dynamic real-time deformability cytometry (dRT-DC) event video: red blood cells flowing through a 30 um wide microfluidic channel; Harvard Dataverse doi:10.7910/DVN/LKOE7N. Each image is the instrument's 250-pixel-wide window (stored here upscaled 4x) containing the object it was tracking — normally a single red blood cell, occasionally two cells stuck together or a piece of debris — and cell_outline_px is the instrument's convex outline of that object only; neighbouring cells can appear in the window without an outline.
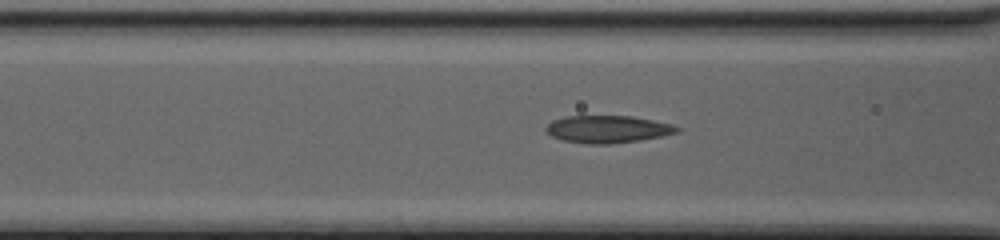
{"species": "common noctule bat (a hibernating species)", "species_latin": "Nyctalus noctula", "temperature_condition": "cold", "stored_images_in_passage": 28, "camera_frame_rate_fps": 3000, "um_per_image_px": 0.085, "animal": {"sex": "female", "body_mass_g": 20.0, "forearm_length_mm": 54.0}, "frame": {"image": 1, "passage_image": 8, "time_ms": 2.333, "image_size_px": [1000, 240], "cell_outline_px": [[680, 132], [640, 140], [608, 144], [588, 144], [564, 140], [552, 136], [544, 128], [552, 120], [564, 116], [632, 116], [672, 124], [680, 128]], "centroid_in_image_um": [51.65, 10.97], "position_along_channel_um": 115.0, "area_um2": 20.81}}
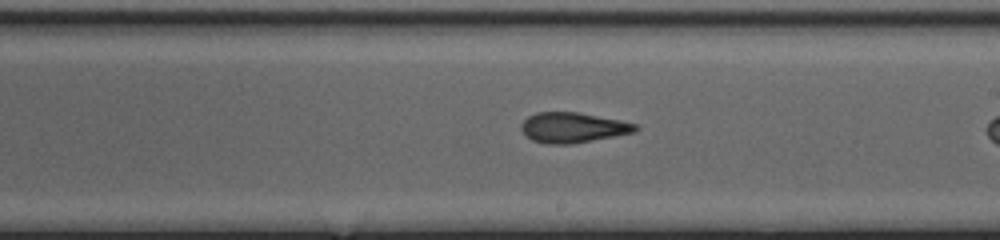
{"frame": {"image": 2, "passage_image": 17, "time_ms": 5.333, "image_size_px": [1000, 240], "cell_outline_px": [[640, 128], [636, 132], [616, 136], [572, 144], [544, 144], [532, 140], [520, 128], [520, 124], [528, 116], [536, 112], [580, 112], [620, 120], [636, 124]], "centroid_in_image_um": [48.71, 10.84], "position_along_channel_um": 240.3, "area_um2": 20.29}}
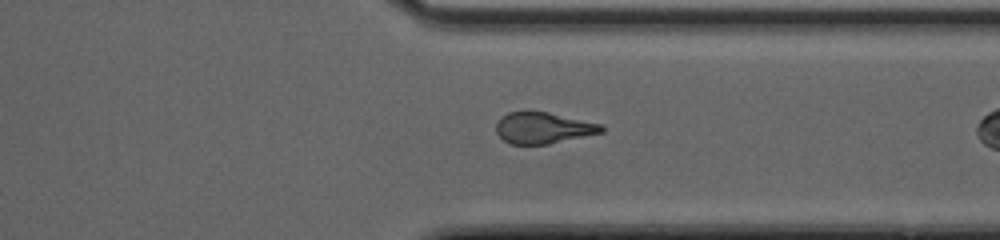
{"frame": {"image": 3, "passage_image": 26, "time_ms": 8.333, "image_size_px": [1000, 240], "cell_outline_px": [[604, 132], [548, 144], [508, 144], [496, 132], [496, 124], [508, 112], [528, 108], [548, 112], [604, 124]], "centroid_in_image_um": [46.18, 10.84], "position_along_channel_um": 365.2, "area_um2": 19.65}}